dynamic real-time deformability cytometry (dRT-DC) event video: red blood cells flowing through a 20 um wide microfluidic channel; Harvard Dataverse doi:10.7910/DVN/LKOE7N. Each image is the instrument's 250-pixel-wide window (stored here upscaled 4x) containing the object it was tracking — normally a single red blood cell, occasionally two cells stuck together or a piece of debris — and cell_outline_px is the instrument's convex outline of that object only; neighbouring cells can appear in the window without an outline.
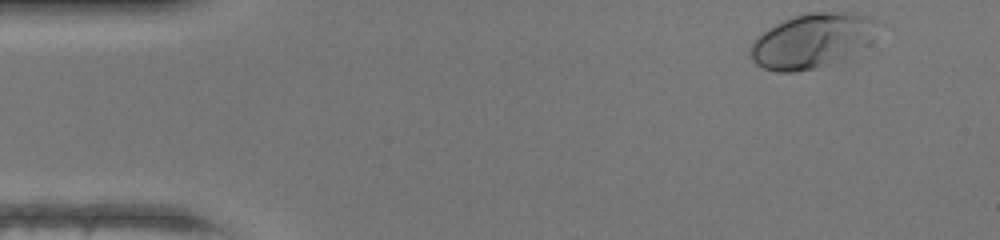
{"species": "human", "species_latin": "Homo sapiens", "temperature_condition": "warm", "stored_images_in_passage": 35, "camera_frame_rate_fps": 3000, "um_per_image_px": 0.085, "donor": {"sex": "female"}, "frame": {"image": 1, "passage_image": 1, "time_ms": 0.0, "image_size_px": [1000, 240], "cell_outline_px": [[888, 28], [864, 44], [832, 64], [816, 68], [796, 72], [776, 72], [764, 68], [756, 64], [752, 60], [748, 52], [748, 48], [752, 40], [768, 28], [792, 16], [808, 12], [852, 12], [872, 16], [880, 20]], "centroid_in_image_um": [69.07, 3.42], "position_along_channel_um": 15.9, "area_um2": 41.27}}
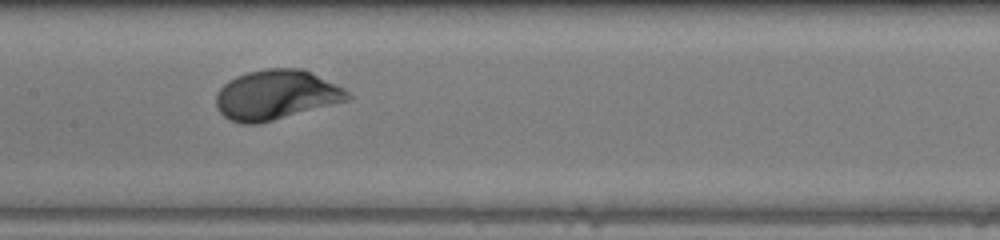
{"frame": {"image": 2, "passage_image": 20, "time_ms": 6.333, "image_size_px": [1000, 240], "cell_outline_px": [[352, 100], [256, 124], [240, 124], [224, 116], [216, 108], [216, 92], [228, 80], [236, 76], [248, 72], [268, 68], [304, 68], [344, 88], [352, 96]], "centroid_in_image_um": [23.49, 8.06], "position_along_channel_um": 183.9, "area_um2": 38.32}}
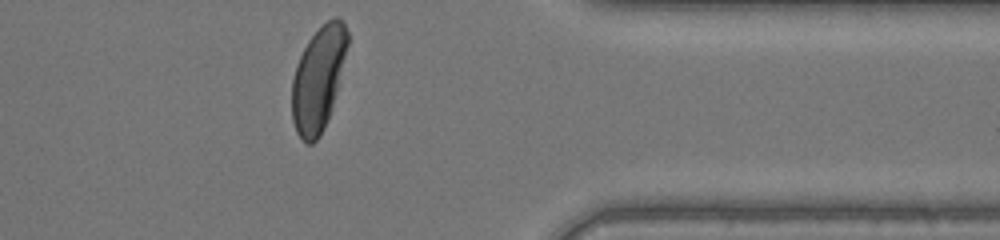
{"frame": {"image": 3, "passage_image": 35, "time_ms": 11.333, "image_size_px": [1000, 240], "cell_outline_px": [[348, 44], [332, 108], [324, 128], [320, 136], [312, 144], [308, 144], [296, 132], [292, 120], [292, 80], [296, 64], [308, 40], [328, 20], [336, 16], [344, 24], [348, 32]], "centroid_in_image_um": [27.04, 6.72], "position_along_channel_um": 384.4, "area_um2": 33.35}, "authors_computed_cell_mechanics": {"area_um2": 37.57, "velocity_mm_per_s": 4.3304, "shape_relaxation_time_tau1_ms": 1.753, "shape_relaxation_time_tau2_ms": null, "deformation_change_tau1": 0.1379, "deformation_change_tau2": null}}